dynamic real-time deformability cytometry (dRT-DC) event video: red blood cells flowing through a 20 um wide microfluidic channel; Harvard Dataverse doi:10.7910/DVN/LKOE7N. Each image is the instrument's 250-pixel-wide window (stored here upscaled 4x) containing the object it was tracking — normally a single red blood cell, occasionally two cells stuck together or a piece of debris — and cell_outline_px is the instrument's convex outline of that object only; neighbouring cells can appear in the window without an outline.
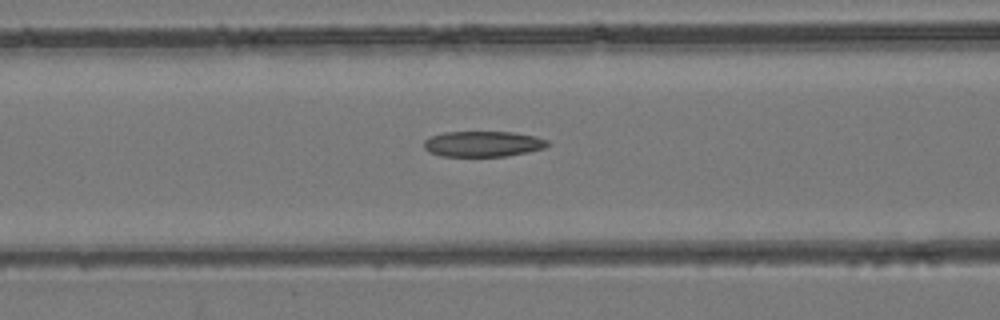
{"species": "common noctule bat (a hibernating species)", "species_latin": "Nyctalus noctula", "temperature_condition": "room temperature", "stored_images_in_passage": 48, "camera_frame_rate_fps": 3000, "um_per_image_px": 0.085, "animal": {"sex": "female", "body_mass_g": 24.6, "forearm_length_mm": 56.2}, "frame": {"image": 1, "passage_image": 20, "time_ms": 6.333, "image_size_px": [1000, 320], "cell_outline_px": [[552, 144], [544, 148], [528, 152], [504, 156], [440, 156], [428, 152], [424, 148], [424, 140], [432, 136], [444, 132], [512, 132], [536, 136], [548, 140]], "centroid_in_image_um": [41.07, 12.23], "position_along_channel_um": 125.5, "area_um2": 18.55}}
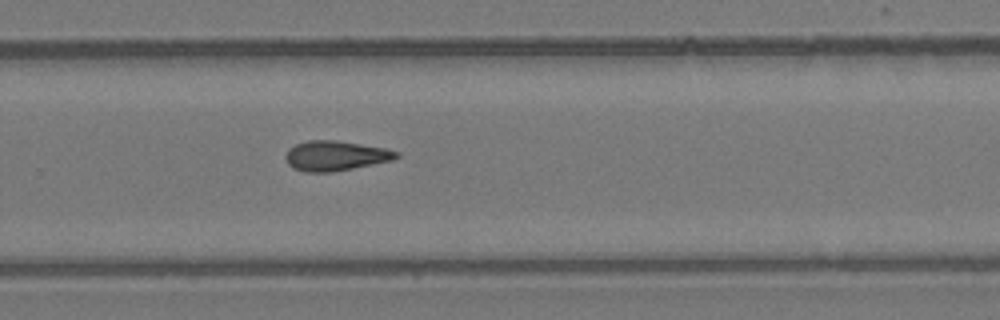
{"frame": {"image": 2, "passage_image": 32, "time_ms": 10.333, "image_size_px": [1000, 320], "cell_outline_px": [[400, 156], [392, 160], [332, 172], [304, 172], [292, 168], [288, 164], [284, 156], [288, 148], [296, 144], [308, 140], [336, 140], [388, 148], [400, 152]], "centroid_in_image_um": [28.5, 13.23], "position_along_channel_um": 301.3, "area_um2": 19.48}}
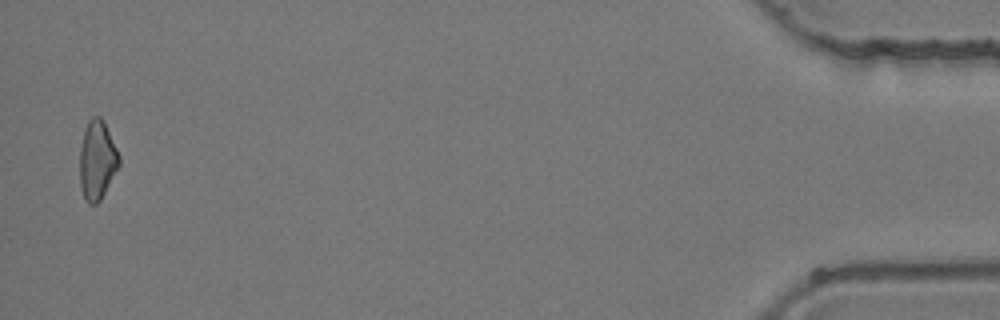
{"frame": {"image": 3, "passage_image": 47, "time_ms": 15.333, "image_size_px": [1000, 320], "cell_outline_px": [[120, 164], [100, 200], [96, 204], [88, 204], [84, 200], [80, 184], [80, 148], [84, 128], [88, 120], [92, 116], [100, 116], [104, 120], [120, 156]], "centroid_in_image_um": [8.25, 13.59], "position_along_channel_um": 427.0, "area_um2": 18.26}}